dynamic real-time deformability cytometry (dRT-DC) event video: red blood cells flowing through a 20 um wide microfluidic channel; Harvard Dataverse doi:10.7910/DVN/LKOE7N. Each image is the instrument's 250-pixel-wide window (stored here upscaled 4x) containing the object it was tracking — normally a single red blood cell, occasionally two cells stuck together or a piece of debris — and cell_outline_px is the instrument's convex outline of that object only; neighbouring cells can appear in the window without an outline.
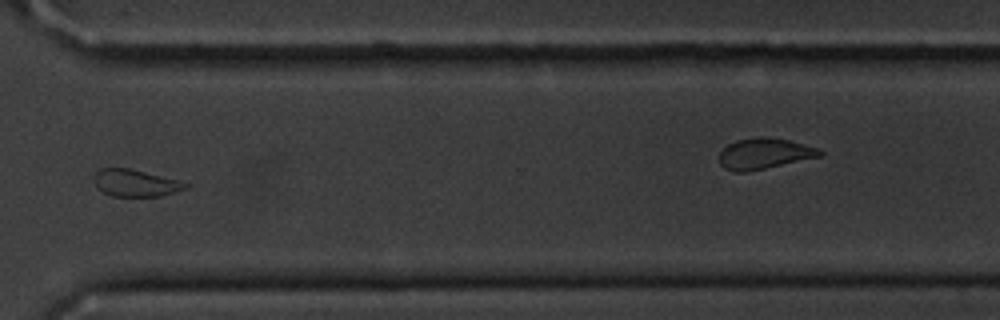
{"species": "common noctule bat (a hibernating species)", "species_latin": "Nyctalus noctula", "temperature_condition": "cold", "stored_images_in_passage": 15, "camera_frame_rate_fps": 3000, "um_per_image_px": 0.085, "animal": {"sex": "male", "body_mass_g": 20.1, "forearm_length_mm": 53.5}, "frame": {"image": 1, "passage_image": 11, "time_ms": 12.667, "image_size_px": [1000, 320], "cell_outline_px": [[188, 188], [176, 192], [160, 196], [112, 196], [104, 192], [96, 184], [96, 172], [100, 168], [128, 168], [180, 180], [188, 184]], "centroid_in_image_um": [11.58, 15.56], "position_along_channel_um": 359.0, "area_um2": 14.16}}
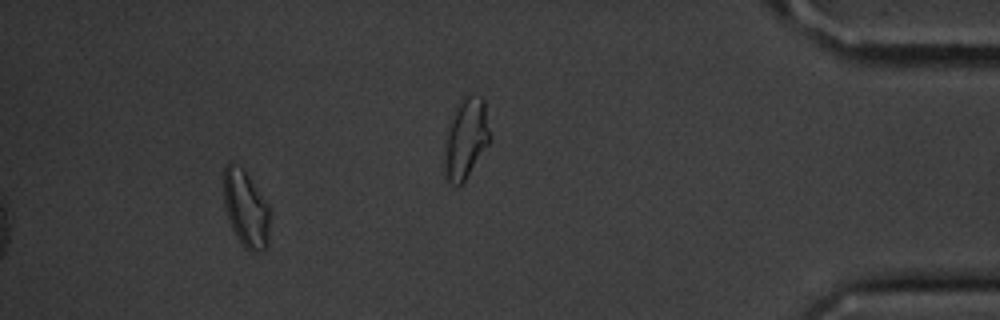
{"frame": {"image": 2, "passage_image": 13, "time_ms": 16.0, "image_size_px": [1000, 320], "cell_outline_px": [[272, 208], [268, 248], [264, 252], [252, 252], [244, 248], [240, 244], [228, 220], [224, 204], [224, 168], [232, 160], [248, 176]], "centroid_in_image_um": [20.95, 17.83], "position_along_channel_um": 414.2, "area_um2": 21.27}, "authors_computed_cell_mechanics": {"area_um2": 15.8372, "velocity_mm_per_s": 3.6057, "shape_relaxation_time_tau1_ms": 2.0584, "shape_relaxation_time_tau2_ms": 2.511, "deformation_change_tau1": 0.0791, "deformation_change_tau2": 0.0591}}